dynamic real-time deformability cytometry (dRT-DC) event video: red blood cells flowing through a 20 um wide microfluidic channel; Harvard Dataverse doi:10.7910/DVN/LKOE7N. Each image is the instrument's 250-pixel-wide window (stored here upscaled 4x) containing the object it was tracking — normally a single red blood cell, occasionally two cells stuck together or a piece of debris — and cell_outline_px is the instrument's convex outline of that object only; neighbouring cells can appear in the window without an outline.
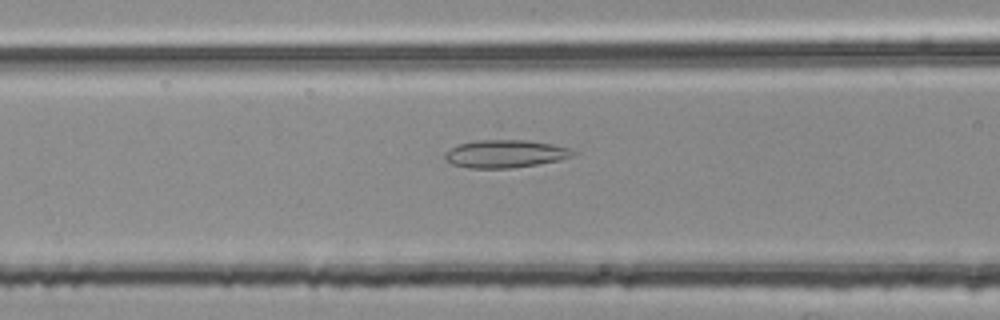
{"species": "common noctule bat (a hibernating species)", "species_latin": "Nyctalus noctula", "temperature_condition": "room temperature", "stored_images_in_passage": 15, "camera_frame_rate_fps": 3000, "um_per_image_px": 0.085, "animal": {"sex": "female", "body_mass_g": 25.1}, "frame": {"image": 1, "passage_image": 13, "time_ms": 4.0, "image_size_px": [1000, 320], "cell_outline_px": [[576, 152], [572, 156], [560, 160], [512, 168], [468, 168], [452, 164], [444, 156], [456, 144], [476, 140], [528, 140], [552, 144], [572, 148]], "centroid_in_image_um": [42.98, 13.06], "position_along_channel_um": 123.6, "area_um2": 20.69}}